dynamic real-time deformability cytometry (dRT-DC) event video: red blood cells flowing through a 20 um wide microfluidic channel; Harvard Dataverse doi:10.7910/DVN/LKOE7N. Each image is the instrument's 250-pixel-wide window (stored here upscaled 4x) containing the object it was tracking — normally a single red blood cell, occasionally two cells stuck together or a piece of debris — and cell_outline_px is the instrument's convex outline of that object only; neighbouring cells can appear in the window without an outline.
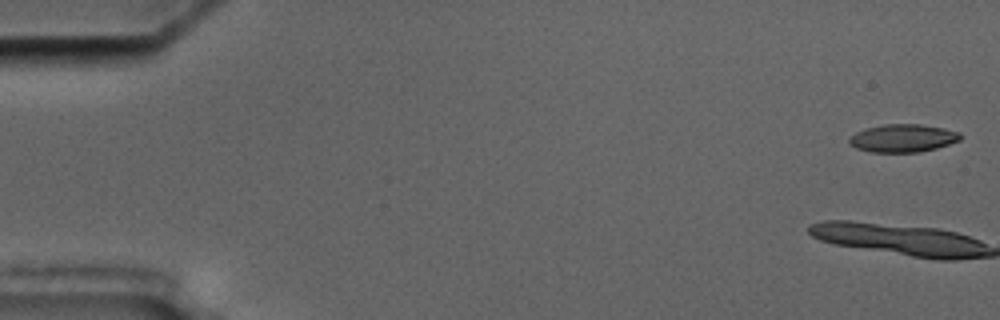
{"species": "common noctule bat (a hibernating species)", "species_latin": "Nyctalus noctula", "temperature_condition": "cold", "stored_images_in_passage": 5, "camera_frame_rate_fps": 3000, "um_per_image_px": 0.085, "animal": {"sex": "male", "body_mass_g": 17.5, "forearm_length_mm": 52.3}, "frame": {"image": 1, "passage_image": 1, "time_ms": 0.0, "image_size_px": [1000, 320], "cell_outline_px": [[960, 140], [936, 148], [920, 152], [872, 152], [856, 148], [848, 144], [848, 140], [856, 132], [864, 128], [884, 124], [920, 124], [944, 128], [960, 132]], "centroid_in_image_um": [76.72, 11.74], "position_along_channel_um": 8.3, "area_um2": 18.09}}